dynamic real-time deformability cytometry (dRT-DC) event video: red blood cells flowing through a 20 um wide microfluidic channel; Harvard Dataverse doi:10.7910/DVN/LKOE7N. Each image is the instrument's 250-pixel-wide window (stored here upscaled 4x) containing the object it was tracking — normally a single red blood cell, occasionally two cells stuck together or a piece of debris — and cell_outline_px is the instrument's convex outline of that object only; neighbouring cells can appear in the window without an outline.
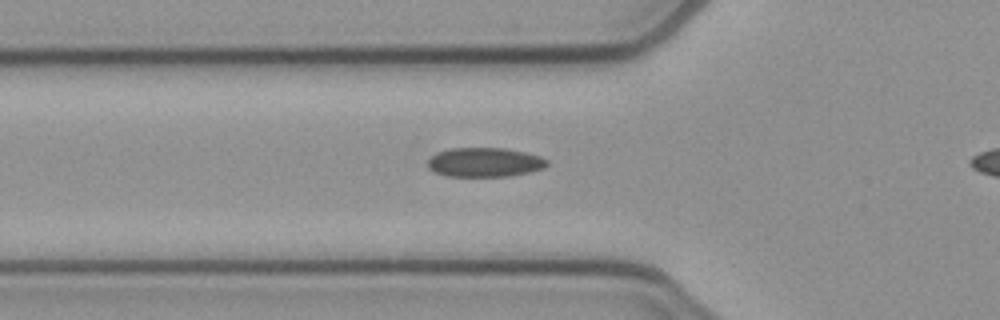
{"species": "common noctule bat (a hibernating species)", "species_latin": "Nyctalus noctula", "temperature_condition": "cold", "stored_images_in_passage": 36, "camera_frame_rate_fps": 3000, "um_per_image_px": 0.085, "animal": {"sex": "female", "body_mass_g": 21.9}, "frame": {"image": 1, "passage_image": 11, "time_ms": 3.333, "image_size_px": [1000, 320], "cell_outline_px": [[548, 164], [544, 168], [512, 176], [448, 176], [432, 172], [428, 168], [428, 160], [436, 152], [448, 148], [504, 148], [524, 152], [540, 156], [548, 160]], "centroid_in_image_um": [41.17, 13.79], "position_along_channel_um": 84.6, "area_um2": 20.46}}
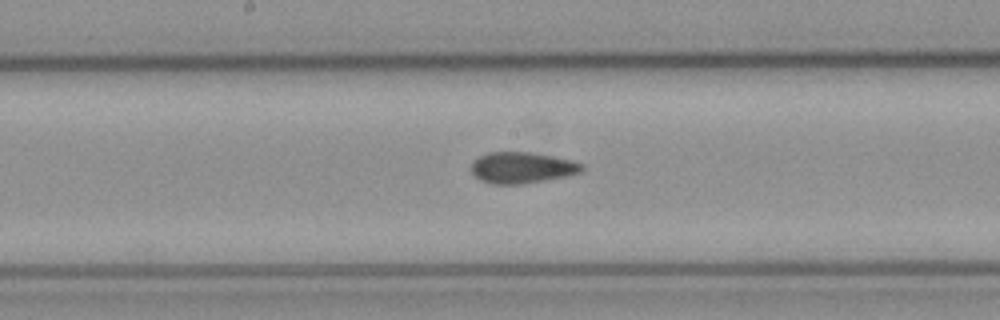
{"frame": {"image": 2, "passage_image": 20, "time_ms": 6.333, "image_size_px": [1000, 320], "cell_outline_px": [[584, 168], [580, 172], [564, 176], [524, 184], [492, 184], [480, 180], [472, 172], [472, 160], [488, 152], [528, 152], [552, 156], [584, 164]], "centroid_in_image_um": [44.33, 14.25], "position_along_channel_um": 203.9, "area_um2": 19.88}}
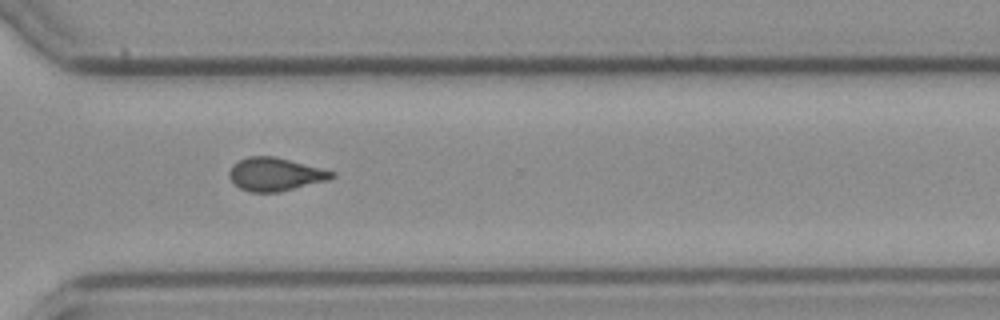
{"frame": {"image": 3, "passage_image": 31, "time_ms": 10.0, "image_size_px": [1000, 320], "cell_outline_px": [[336, 176], [332, 180], [280, 192], [248, 192], [240, 188], [228, 176], [228, 172], [232, 164], [248, 156], [272, 156], [336, 172]], "centroid_in_image_um": [23.42, 14.83], "position_along_channel_um": 347.2, "area_um2": 19.94}}